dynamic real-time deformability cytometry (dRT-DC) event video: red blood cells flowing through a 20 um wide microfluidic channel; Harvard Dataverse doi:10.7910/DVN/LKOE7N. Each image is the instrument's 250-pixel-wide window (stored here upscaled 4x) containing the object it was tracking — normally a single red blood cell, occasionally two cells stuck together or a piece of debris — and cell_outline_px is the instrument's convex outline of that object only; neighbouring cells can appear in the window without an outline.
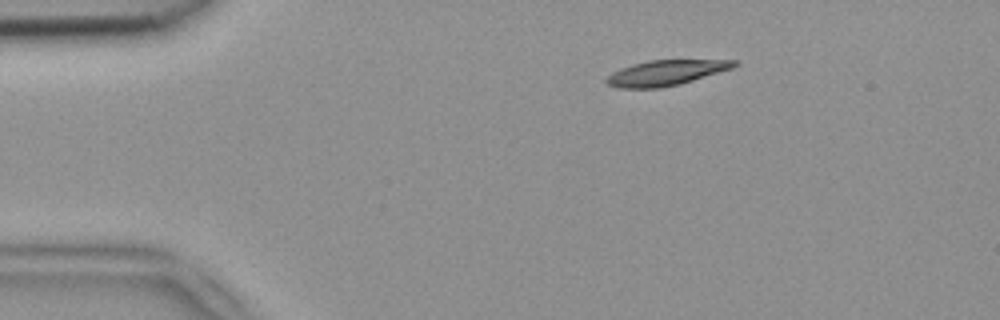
{"species": "common noctule bat (a hibernating species)", "species_latin": "Nyctalus noctula", "temperature_condition": "room temperature", "stored_images_in_passage": 3, "camera_frame_rate_fps": 3000, "um_per_image_px": 0.085, "animal": {"sex": "female", "body_mass_g": 18.4}, "frame": {"image": 1, "passage_image": 1, "time_ms": 0.0, "image_size_px": [1000, 320], "cell_outline_px": [[740, 64], [732, 68], [680, 84], [660, 88], [620, 88], [608, 84], [604, 80], [612, 72], [620, 68], [632, 64], [648, 60], [736, 60]], "centroid_in_image_um": [56.58, 6.18], "position_along_channel_um": 28.4, "area_um2": 18.79}}